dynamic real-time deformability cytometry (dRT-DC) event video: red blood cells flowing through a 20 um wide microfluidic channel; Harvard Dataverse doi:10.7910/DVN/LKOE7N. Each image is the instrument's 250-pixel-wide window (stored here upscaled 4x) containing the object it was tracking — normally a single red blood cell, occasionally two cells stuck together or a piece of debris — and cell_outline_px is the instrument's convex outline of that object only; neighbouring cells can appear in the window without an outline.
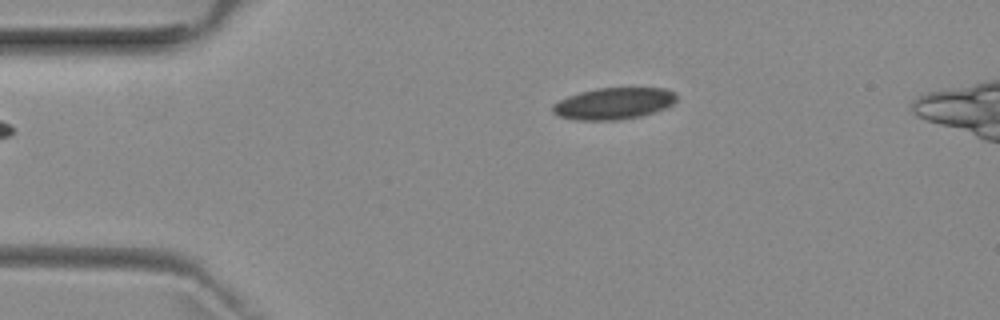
{"species": "common noctule bat (a hibernating species)", "species_latin": "Nyctalus noctula", "temperature_condition": "room temperature", "stored_images_in_passage": 2, "camera_frame_rate_fps": 3000, "um_per_image_px": 0.085, "animal": {"sex": "female", "body_mass_g": 29.2, "forearm_length_mm": 56.3}, "frame": {"image": 1, "passage_image": 2, "time_ms": 1.0, "image_size_px": [1000, 320], "cell_outline_px": [[676, 100], [672, 104], [664, 108], [640, 116], [616, 120], [576, 120], [560, 116], [552, 112], [552, 104], [568, 96], [580, 92], [596, 88], [664, 88], [676, 92]], "centroid_in_image_um": [52.15, 8.79], "position_along_channel_um": 32.9, "area_um2": 22.72}}